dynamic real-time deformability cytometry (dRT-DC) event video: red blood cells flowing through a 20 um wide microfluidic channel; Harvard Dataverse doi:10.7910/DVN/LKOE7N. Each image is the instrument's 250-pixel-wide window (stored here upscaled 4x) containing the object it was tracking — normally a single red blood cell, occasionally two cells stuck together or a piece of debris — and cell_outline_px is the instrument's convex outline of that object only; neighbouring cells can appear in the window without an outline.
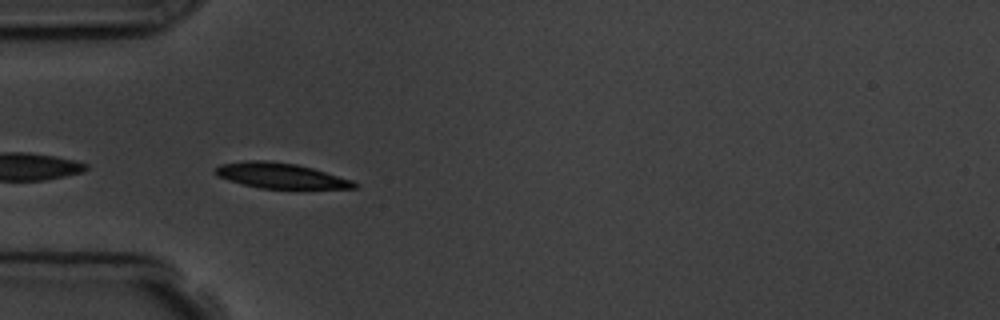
{"species": "common noctule bat (a hibernating species)", "species_latin": "Nyctalus noctula", "temperature_condition": "room temperature", "stored_images_in_passage": 11, "camera_frame_rate_fps": 3000, "um_per_image_px": 0.085, "animal": {"sex": "male", "body_mass_g": 19.5, "forearm_length_mm": 54.6}, "frame": {"image": 1, "passage_image": 5, "time_ms": 5.333, "image_size_px": [1000, 320], "cell_outline_px": [[360, 184], [356, 188], [260, 188], [228, 180], [216, 176], [212, 172], [212, 168], [220, 164], [244, 160], [264, 160], [296, 164], [312, 168], [352, 180]], "centroid_in_image_um": [23.77, 14.91], "position_along_channel_um": 61.2, "area_um2": 20.52}}
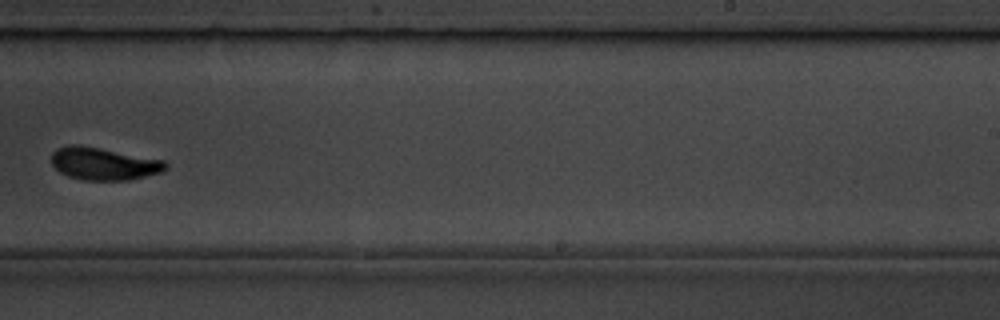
{"frame": {"image": 2, "passage_image": 10, "time_ms": 11.333, "image_size_px": [1000, 320], "cell_outline_px": [[168, 168], [160, 172], [128, 180], [84, 180], [68, 176], [60, 172], [52, 164], [52, 152], [56, 148], [68, 144], [80, 144], [164, 160], [168, 164]], "centroid_in_image_um": [8.79, 13.9], "position_along_channel_um": 280.2, "area_um2": 21.68}}